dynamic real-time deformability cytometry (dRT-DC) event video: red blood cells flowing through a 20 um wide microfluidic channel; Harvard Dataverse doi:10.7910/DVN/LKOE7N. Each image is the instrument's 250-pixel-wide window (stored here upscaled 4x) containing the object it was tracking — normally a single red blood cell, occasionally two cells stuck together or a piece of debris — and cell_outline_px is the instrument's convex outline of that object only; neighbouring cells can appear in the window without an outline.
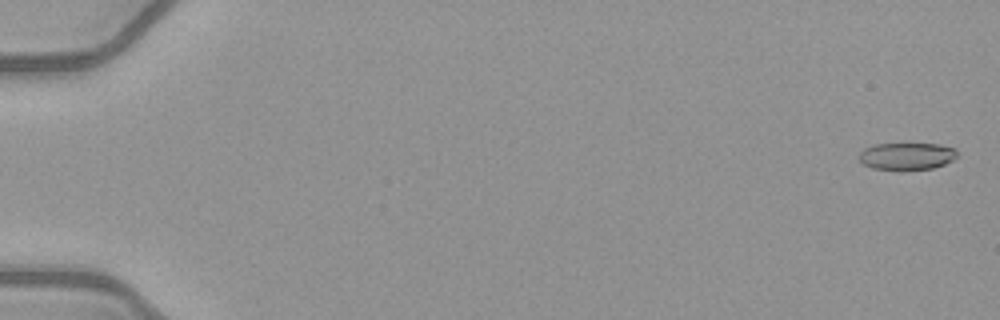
{"species": "common noctule bat (a hibernating species)", "species_latin": "Nyctalus noctula", "temperature_condition": "warm", "stored_images_in_passage": 51, "camera_frame_rate_fps": 3000, "um_per_image_px": 0.085, "animal": {"sex": "female", "body_mass_g": 21.9}, "frame": {"image": 1, "passage_image": 2, "time_ms": 0.333, "image_size_px": [1000, 320], "cell_outline_px": [[956, 156], [952, 160], [944, 164], [932, 168], [896, 172], [872, 168], [864, 164], [860, 160], [860, 152], [864, 148], [872, 144], [940, 144], [956, 148]], "centroid_in_image_um": [77.05, 13.3], "position_along_channel_um": 7.9, "area_um2": 15.9}}
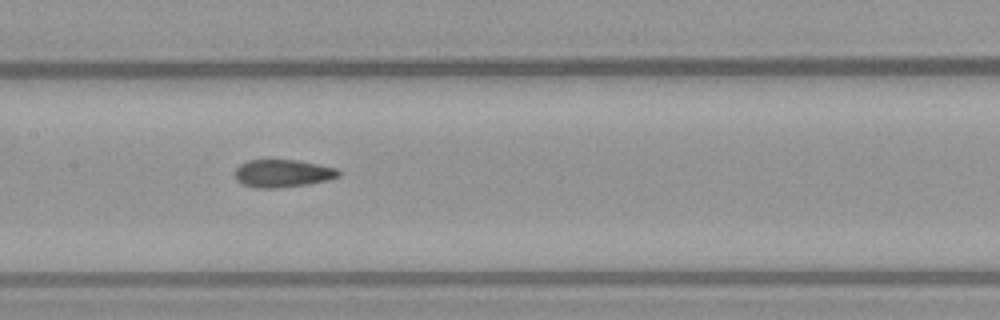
{"frame": {"image": 2, "passage_image": 28, "time_ms": 9.0, "image_size_px": [1000, 320], "cell_outline_px": [[340, 176], [328, 180], [308, 184], [280, 188], [256, 188], [244, 184], [236, 180], [236, 168], [240, 164], [248, 160], [296, 160], [336, 168], [340, 172]], "centroid_in_image_um": [24.03, 14.74], "position_along_channel_um": 183.4, "area_um2": 16.65}}
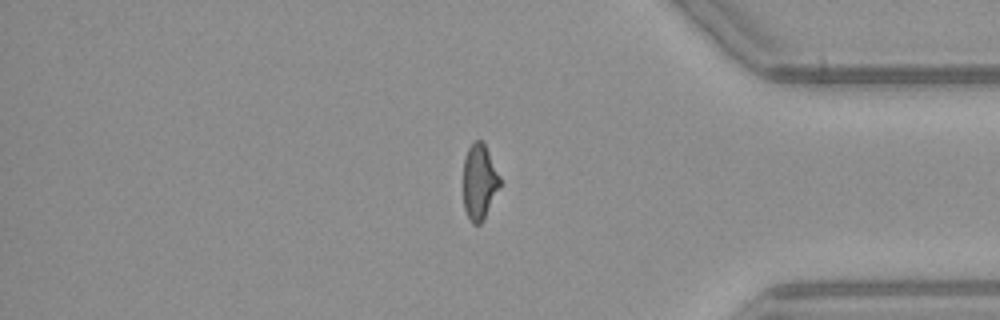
{"frame": {"image": 3, "passage_image": 45, "time_ms": 14.667, "image_size_px": [1000, 320], "cell_outline_px": [[500, 184], [480, 224], [472, 224], [464, 208], [464, 160], [468, 148], [476, 140], [480, 140], [484, 144], [500, 176]], "centroid_in_image_um": [40.73, 15.44], "position_along_channel_um": 394.5, "area_um2": 15.49}}